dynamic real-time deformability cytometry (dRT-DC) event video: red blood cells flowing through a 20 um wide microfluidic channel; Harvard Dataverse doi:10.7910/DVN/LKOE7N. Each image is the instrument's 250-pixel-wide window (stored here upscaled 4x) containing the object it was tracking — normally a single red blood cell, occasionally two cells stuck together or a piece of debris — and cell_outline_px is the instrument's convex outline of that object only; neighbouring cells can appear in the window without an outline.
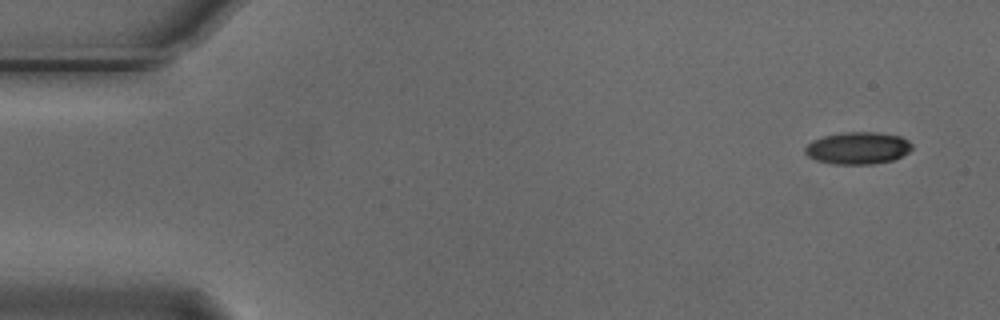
{"species": "Egyptian fruit bat (a non-hibernating species)", "species_latin": "Rousettus aegyptiacus", "temperature_condition": "cold", "stored_images_in_passage": 4, "camera_frame_rate_fps": 3000, "um_per_image_px": 0.085, "animal": {"sex": "male"}, "frame": {"image": 1, "passage_image": 1, "time_ms": 0.0, "image_size_px": [1000, 320], "cell_outline_px": [[912, 148], [908, 152], [892, 160], [872, 164], [836, 164], [816, 160], [808, 156], [804, 152], [804, 148], [812, 140], [824, 136], [844, 132], [876, 132], [900, 136], [908, 140], [912, 144]], "centroid_in_image_um": [72.9, 12.58], "position_along_channel_um": 12.1, "area_um2": 19.94}}
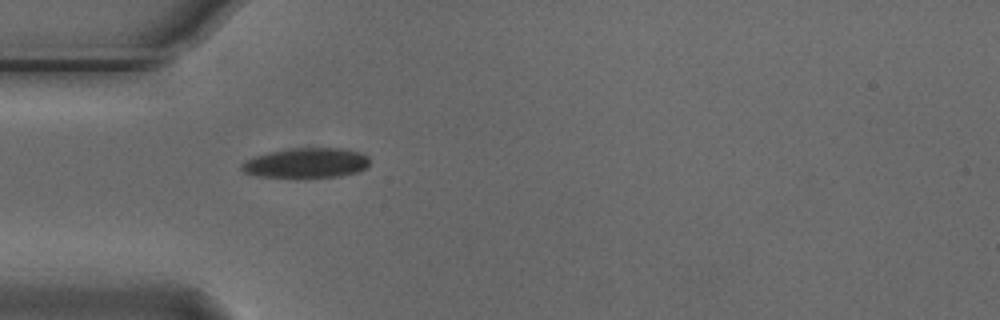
{"frame": {"image": 2, "passage_image": 4, "time_ms": 1.0, "image_size_px": [1000, 320], "cell_outline_px": [[368, 164], [360, 172], [340, 176], [308, 180], [304, 180], [256, 176], [244, 172], [240, 168], [240, 164], [244, 160], [268, 152], [292, 148], [340, 148], [360, 152], [368, 156]], "centroid_in_image_um": [26.0, 13.9], "position_along_channel_um": 59.0, "area_um2": 23.29}}